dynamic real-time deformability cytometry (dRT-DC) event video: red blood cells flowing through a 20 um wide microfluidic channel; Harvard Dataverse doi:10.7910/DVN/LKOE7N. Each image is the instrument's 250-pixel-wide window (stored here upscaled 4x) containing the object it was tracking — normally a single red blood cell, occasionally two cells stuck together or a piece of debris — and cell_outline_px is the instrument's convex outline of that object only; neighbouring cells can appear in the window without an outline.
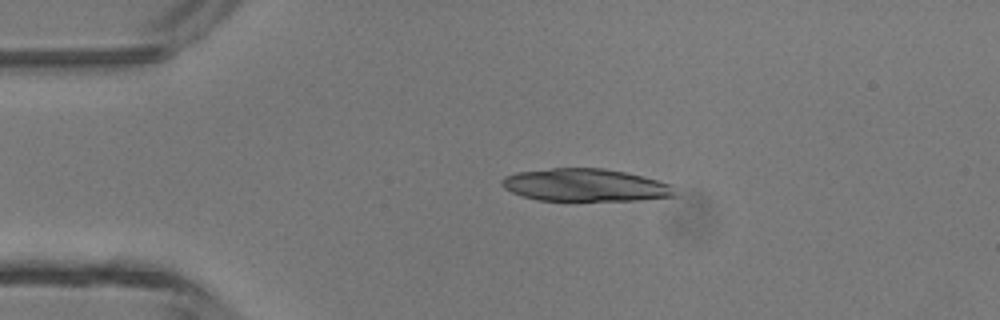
{"species": "common noctule bat (a hibernating species)", "species_latin": "Nyctalus noctula", "temperature_condition": "room temperature", "stored_images_in_passage": 3, "camera_frame_rate_fps": 3000, "um_per_image_px": 0.085, "animal": {"sex": "male", "body_mass_g": 13.3}, "frame": {"image": 1, "passage_image": 2, "time_ms": 0.333, "image_size_px": [1000, 320], "cell_outline_px": [[680, 196], [640, 200], [536, 200], [512, 192], [504, 188], [500, 184], [500, 180], [504, 176], [516, 172], [552, 168], [604, 168], [624, 172], [672, 184]], "centroid_in_image_um": [49.77, 15.73], "position_along_channel_um": 35.2, "area_um2": 33.0}}